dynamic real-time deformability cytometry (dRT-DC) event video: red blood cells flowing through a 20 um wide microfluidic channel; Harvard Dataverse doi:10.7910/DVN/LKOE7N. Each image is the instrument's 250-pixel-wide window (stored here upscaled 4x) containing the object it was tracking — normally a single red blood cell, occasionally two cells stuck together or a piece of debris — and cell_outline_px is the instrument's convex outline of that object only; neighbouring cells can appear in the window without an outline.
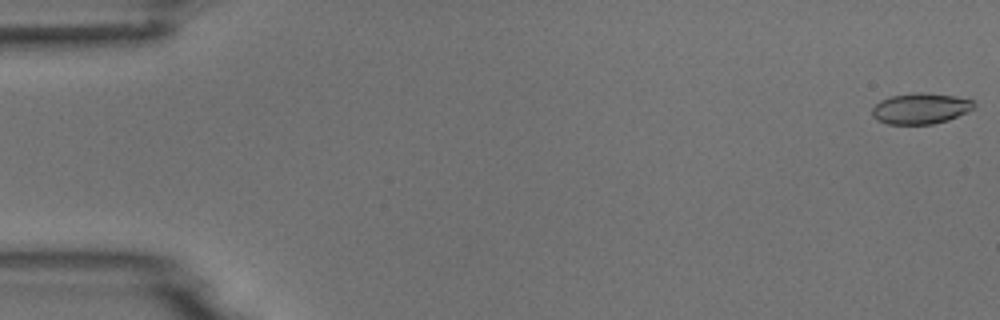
{"species": "common noctule bat (a hibernating species)", "species_latin": "Nyctalus noctula", "temperature_condition": "room temperature", "stored_images_in_passage": 6, "camera_frame_rate_fps": 3000, "um_per_image_px": 0.085, "animal": {"sex": "male", "body_mass_g": 18.8}, "frame": {"image": 1, "passage_image": 1, "time_ms": 0.0, "image_size_px": [1000, 320], "cell_outline_px": [[976, 104], [968, 112], [948, 120], [932, 124], [888, 124], [876, 120], [872, 116], [872, 108], [880, 100], [892, 96], [912, 92], [924, 92], [952, 96], [972, 100]], "centroid_in_image_um": [78.22, 9.22], "position_along_channel_um": 6.8, "area_um2": 18.32}}
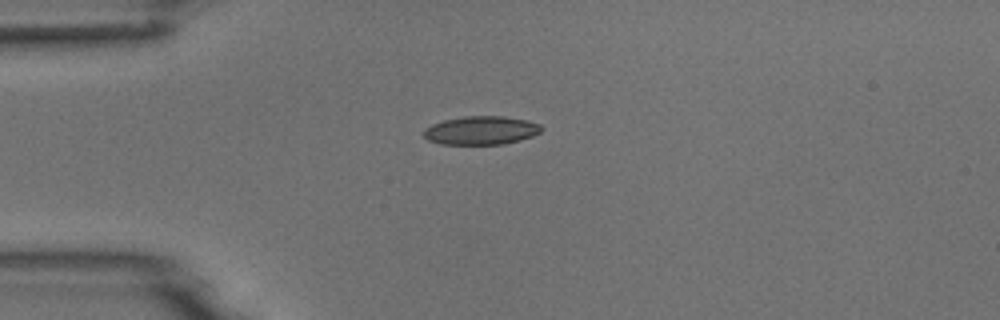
{"frame": {"image": 2, "passage_image": 4, "time_ms": 4.333, "image_size_px": [1000, 320], "cell_outline_px": [[544, 128], [540, 132], [532, 136], [520, 140], [504, 144], [440, 144], [428, 140], [424, 136], [424, 128], [432, 124], [444, 120], [464, 116], [504, 116], [528, 120], [540, 124]], "centroid_in_image_um": [40.91, 11.08], "position_along_channel_um": 44.1, "area_um2": 19.65}}
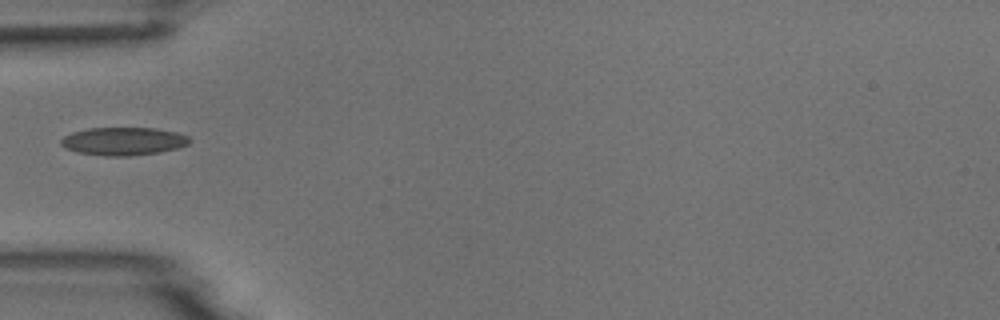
{"frame": {"image": 3, "passage_image": 5, "time_ms": 5.667, "image_size_px": [1000, 320], "cell_outline_px": [[192, 140], [188, 144], [176, 148], [160, 152], [128, 156], [104, 156], [80, 152], [64, 148], [60, 144], [60, 140], [64, 136], [72, 132], [88, 128], [156, 128], [176, 132], [188, 136]], "centroid_in_image_um": [10.48, 12.0], "position_along_channel_um": 74.5, "area_um2": 20.98}}